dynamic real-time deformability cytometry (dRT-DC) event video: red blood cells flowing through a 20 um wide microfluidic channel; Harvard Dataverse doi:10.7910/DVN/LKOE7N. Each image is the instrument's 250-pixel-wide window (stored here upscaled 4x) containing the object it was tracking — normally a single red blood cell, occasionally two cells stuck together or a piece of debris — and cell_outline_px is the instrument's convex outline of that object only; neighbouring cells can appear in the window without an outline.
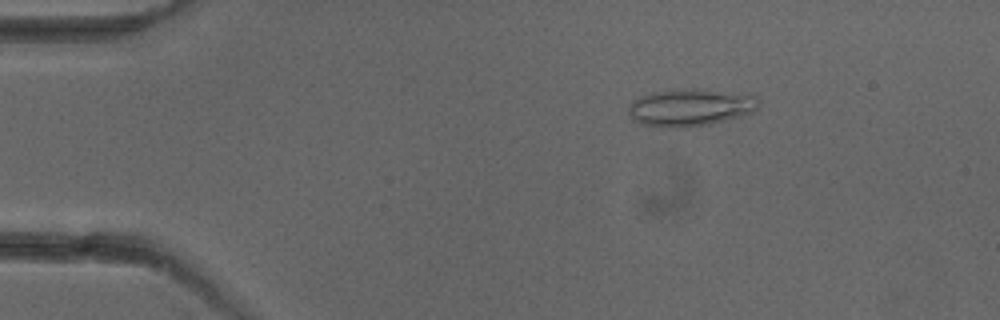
{"species": "common noctule bat (a hibernating species)", "species_latin": "Nyctalus noctula", "temperature_condition": "cold", "stored_images_in_passage": 7, "camera_frame_rate_fps": 3000, "um_per_image_px": 0.085, "animal": {"sex": "female"}, "frame": {"image": 1, "passage_image": 3, "time_ms": 2.0, "image_size_px": [1000, 320], "cell_outline_px": [[760, 104], [752, 112], [740, 116], [708, 124], [684, 128], [660, 128], [640, 124], [628, 112], [628, 108], [632, 100], [640, 96], [652, 92], [676, 88], [696, 88], [752, 92], [760, 100]], "centroid_in_image_um": [58.72, 9.1], "position_along_channel_um": 26.3, "area_um2": 29.25}}
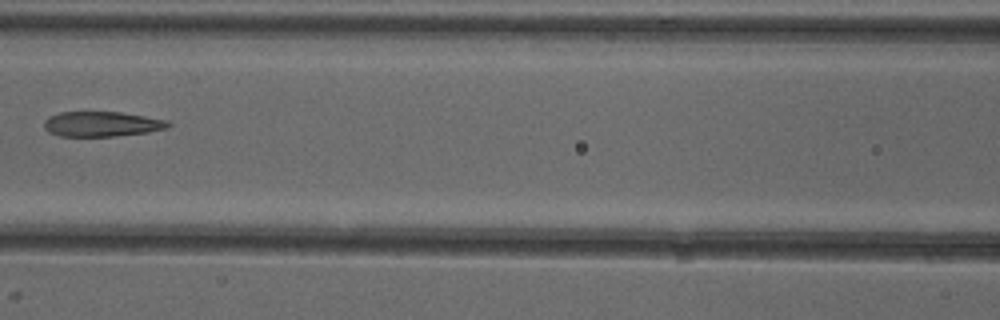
{"frame": {"image": 2, "passage_image": 7, "time_ms": 7.0, "image_size_px": [1000, 320], "cell_outline_px": [[172, 124], [168, 128], [148, 132], [116, 136], [60, 136], [48, 132], [44, 128], [44, 120], [48, 116], [60, 112], [120, 112], [168, 120]], "centroid_in_image_um": [8.65, 10.54], "position_along_channel_um": 158.0, "area_um2": 18.21}}